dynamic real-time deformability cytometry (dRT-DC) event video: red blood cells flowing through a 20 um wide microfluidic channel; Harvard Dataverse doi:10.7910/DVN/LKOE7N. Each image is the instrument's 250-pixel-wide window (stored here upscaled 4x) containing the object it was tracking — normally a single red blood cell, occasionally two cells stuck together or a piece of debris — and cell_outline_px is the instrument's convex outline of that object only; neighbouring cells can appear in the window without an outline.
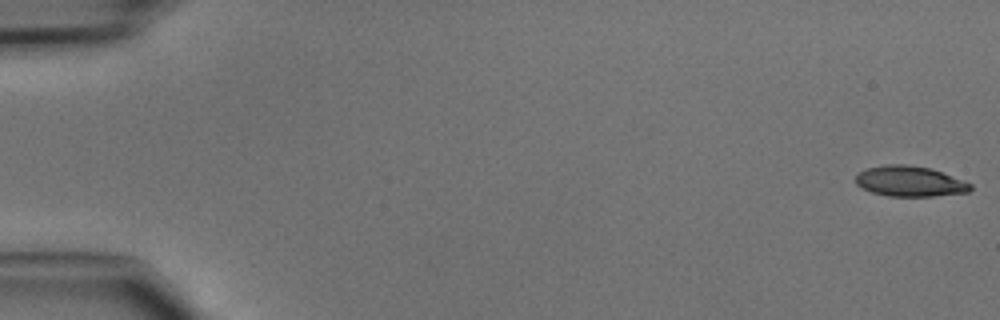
{"species": "common noctule bat (a hibernating species)", "species_latin": "Nyctalus noctula", "temperature_condition": "cold", "stored_images_in_passage": 47, "camera_frame_rate_fps": 3000, "um_per_image_px": 0.085, "animal": {"sex": "male", "body_mass_g": 15.6}, "frame": {"image": 1, "passage_image": 1, "time_ms": 0.0, "image_size_px": [1000, 320], "cell_outline_px": [[972, 188], [968, 192], [932, 196], [888, 196], [872, 192], [856, 184], [856, 172], [868, 168], [884, 164], [908, 164], [928, 168], [940, 172], [972, 184]], "centroid_in_image_um": [77.29, 15.4], "position_along_channel_um": 7.7, "area_um2": 20.17}}
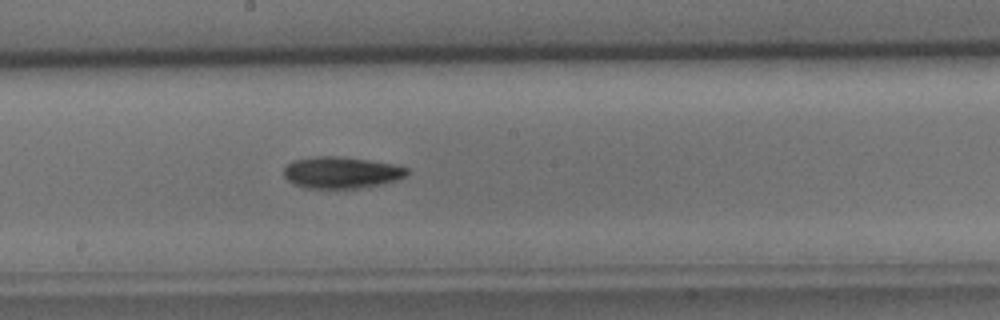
{"frame": {"image": 2, "passage_image": 26, "time_ms": 8.333, "image_size_px": [1000, 320], "cell_outline_px": [[408, 172], [404, 176], [396, 180], [380, 184], [356, 188], [308, 188], [292, 184], [284, 176], [284, 168], [292, 160], [316, 156], [340, 156], [368, 160], [392, 164], [408, 168]], "centroid_in_image_um": [28.97, 14.66], "position_along_channel_um": 219.2, "area_um2": 22.54}}
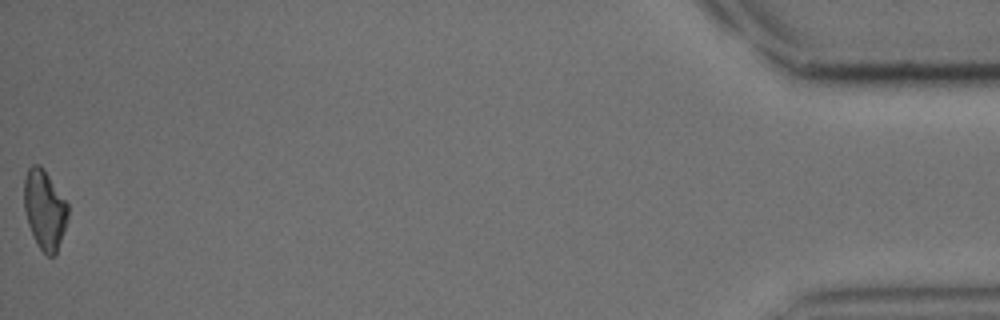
{"frame": {"image": 3, "passage_image": 47, "time_ms": 15.333, "image_size_px": [1000, 320], "cell_outline_px": [[68, 216], [56, 252], [52, 256], [48, 256], [40, 248], [28, 224], [24, 208], [24, 176], [28, 168], [32, 164], [40, 164], [44, 168], [68, 204]], "centroid_in_image_um": [3.77, 17.74], "position_along_channel_um": 431.4, "area_um2": 20.0}}